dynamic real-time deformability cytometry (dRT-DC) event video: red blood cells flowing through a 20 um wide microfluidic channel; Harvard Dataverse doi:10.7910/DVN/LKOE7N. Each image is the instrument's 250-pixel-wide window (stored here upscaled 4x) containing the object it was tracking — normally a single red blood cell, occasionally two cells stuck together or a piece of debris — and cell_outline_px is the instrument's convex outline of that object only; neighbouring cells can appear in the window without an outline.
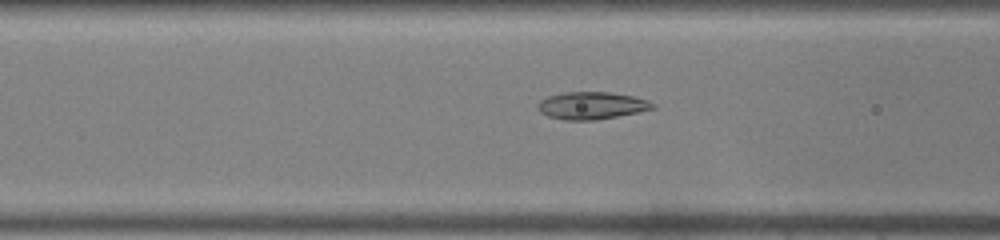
{"species": "common noctule bat (a hibernating species)", "species_latin": "Nyctalus noctula", "temperature_condition": "warm", "stored_images_in_passage": 34, "camera_frame_rate_fps": 3000, "um_per_image_px": 0.085, "animal": {"sex": "male", "body_mass_g": 19.0, "forearm_length_mm": 50.8}, "frame": {"image": 1, "passage_image": 8, "time_ms": 2.333, "image_size_px": [1000, 240], "cell_outline_px": [[656, 108], [640, 112], [596, 120], [564, 120], [548, 116], [540, 112], [536, 104], [540, 100], [548, 96], [564, 92], [608, 92], [632, 96], [648, 100], [656, 104]], "centroid_in_image_um": [50.3, 8.97], "position_along_channel_um": 116.3, "area_um2": 18.44}}
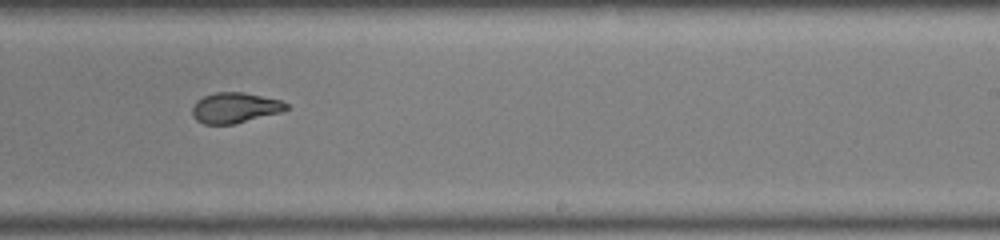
{"frame": {"image": 2, "passage_image": 18, "time_ms": 5.667, "image_size_px": [1000, 240], "cell_outline_px": [[288, 108], [280, 112], [232, 124], [204, 124], [196, 120], [192, 116], [192, 108], [196, 100], [204, 96], [216, 92], [244, 92], [280, 100], [288, 104]], "centroid_in_image_um": [19.93, 9.15], "position_along_channel_um": 269.1, "area_um2": 16.53}}
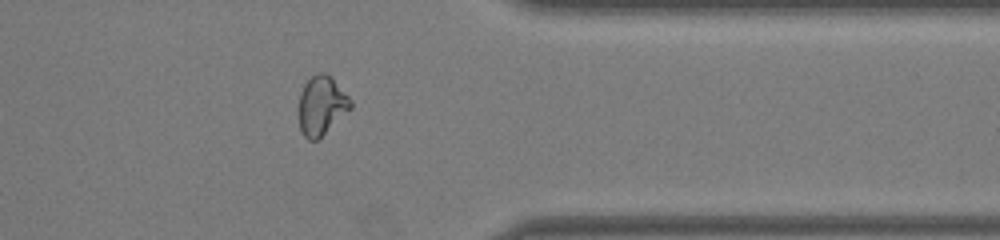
{"frame": {"image": 3, "passage_image": 26, "time_ms": 8.333, "image_size_px": [1000, 240], "cell_outline_px": [[352, 108], [316, 140], [308, 140], [304, 136], [300, 128], [300, 92], [304, 84], [316, 72], [324, 72], [352, 100]], "centroid_in_image_um": [27.33, 8.97], "position_along_channel_um": 384.1, "area_um2": 17.28}}